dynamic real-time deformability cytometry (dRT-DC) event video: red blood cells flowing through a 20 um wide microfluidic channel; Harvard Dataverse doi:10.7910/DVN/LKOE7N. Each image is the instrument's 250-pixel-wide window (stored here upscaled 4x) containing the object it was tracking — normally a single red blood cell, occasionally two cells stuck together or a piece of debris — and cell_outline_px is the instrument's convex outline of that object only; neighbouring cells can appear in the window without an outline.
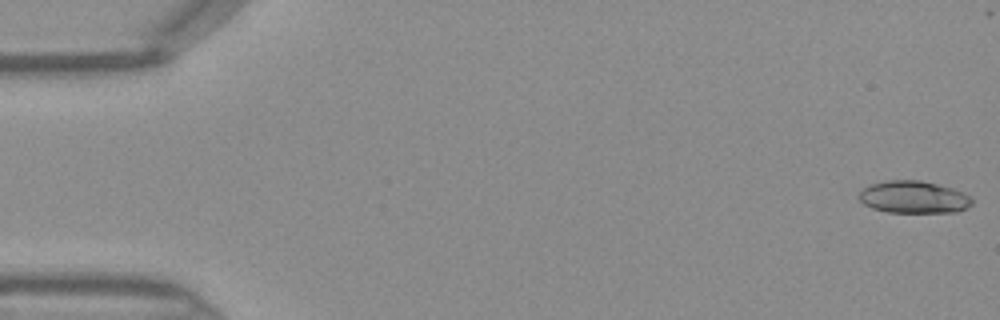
{"species": "Egyptian fruit bat (a non-hibernating species)", "species_latin": "Rousettus aegyptiacus", "temperature_condition": "warm", "stored_images_in_passage": 46, "camera_frame_rate_fps": 3000, "um_per_image_px": 0.085, "frame": {"image": 1, "passage_image": 1, "time_ms": 0.0, "image_size_px": [1000, 320], "cell_outline_px": [[972, 204], [968, 208], [956, 212], [888, 212], [872, 208], [864, 204], [860, 200], [860, 192], [864, 188], [872, 184], [884, 180], [920, 180], [952, 188], [964, 192], [972, 200]], "centroid_in_image_um": [77.68, 16.75], "position_along_channel_um": 7.3, "area_um2": 21.15}}
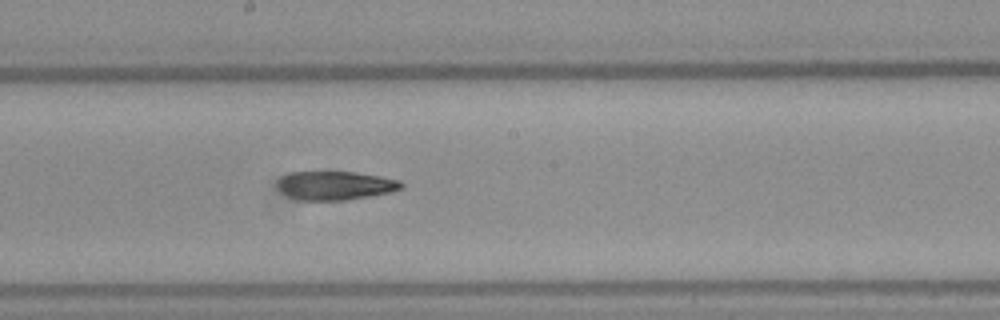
{"frame": {"image": 2, "passage_image": 25, "time_ms": 8.0, "image_size_px": [1000, 320], "cell_outline_px": [[404, 188], [388, 192], [368, 196], [344, 200], [304, 200], [288, 196], [280, 188], [280, 180], [284, 176], [292, 172], [328, 168], [356, 172], [380, 176], [400, 180], [404, 184]], "centroid_in_image_um": [28.54, 15.71], "position_along_channel_um": 219.7, "area_um2": 21.15}}
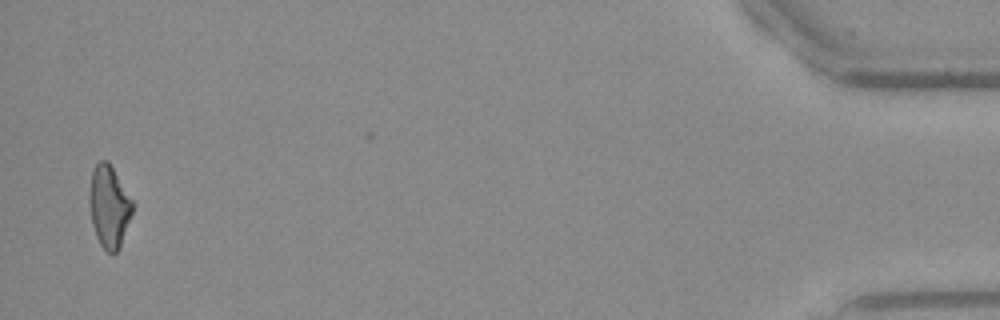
{"frame": {"image": 3, "passage_image": 45, "time_ms": 14.667, "image_size_px": [1000, 320], "cell_outline_px": [[136, 204], [120, 244], [116, 252], [112, 256], [100, 244], [96, 236], [92, 224], [88, 200], [88, 192], [92, 168], [100, 160], [108, 160]], "centroid_in_image_um": [9.27, 17.51], "position_along_channel_um": 425.9, "area_um2": 21.04}}